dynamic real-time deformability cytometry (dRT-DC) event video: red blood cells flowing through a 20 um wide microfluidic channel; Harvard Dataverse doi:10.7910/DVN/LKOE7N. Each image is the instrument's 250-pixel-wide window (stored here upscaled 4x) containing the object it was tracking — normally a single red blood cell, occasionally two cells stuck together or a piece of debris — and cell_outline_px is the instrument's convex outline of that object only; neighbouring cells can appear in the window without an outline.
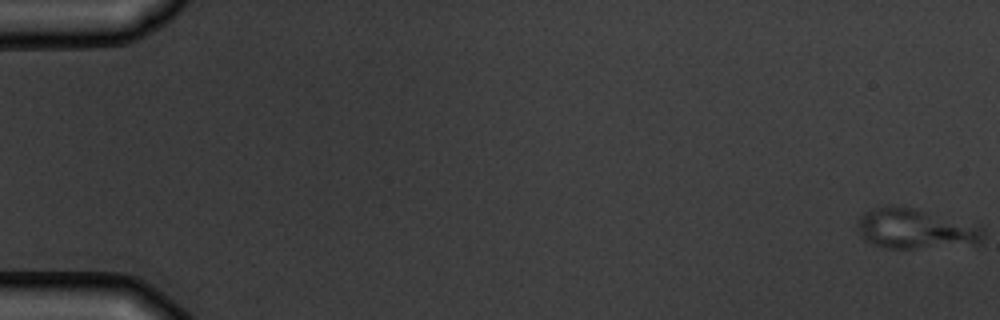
{"species": "common noctule bat (a hibernating species)", "species_latin": "Nyctalus noctula", "temperature_condition": "warm", "stored_images_in_passage": 6, "camera_frame_rate_fps": 3000, "um_per_image_px": 0.085, "animal": {"sex": "male", "body_mass_g": 19.5, "forearm_length_mm": 54.6}, "frame": {"image": 1, "passage_image": 1, "time_ms": 0.0, "image_size_px": [1000, 320], "cell_outline_px": [[984, 236], [980, 244], [916, 248], [888, 248], [872, 244], [864, 240], [860, 232], [860, 216], [864, 212], [876, 208], [892, 204], [904, 204], [920, 208], [980, 224], [984, 228]], "centroid_in_image_um": [77.92, 19.41], "position_along_channel_um": 7.1, "area_um2": 30.23}}
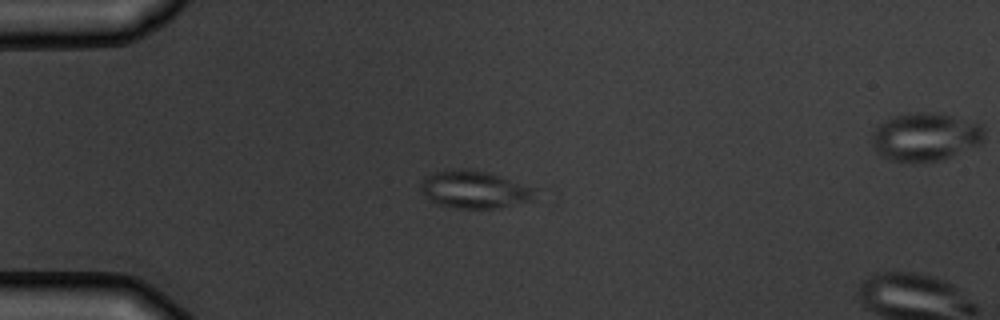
{"frame": {"image": 2, "passage_image": 5, "time_ms": 4.667, "image_size_px": [1000, 320], "cell_outline_px": [[536, 188], [532, 200], [496, 208], [460, 208], [436, 204], [428, 200], [420, 192], [420, 184], [424, 176], [436, 172], [460, 168], [484, 172], [500, 176]], "centroid_in_image_um": [40.26, 16.11], "position_along_channel_um": 44.7, "area_um2": 24.8}}